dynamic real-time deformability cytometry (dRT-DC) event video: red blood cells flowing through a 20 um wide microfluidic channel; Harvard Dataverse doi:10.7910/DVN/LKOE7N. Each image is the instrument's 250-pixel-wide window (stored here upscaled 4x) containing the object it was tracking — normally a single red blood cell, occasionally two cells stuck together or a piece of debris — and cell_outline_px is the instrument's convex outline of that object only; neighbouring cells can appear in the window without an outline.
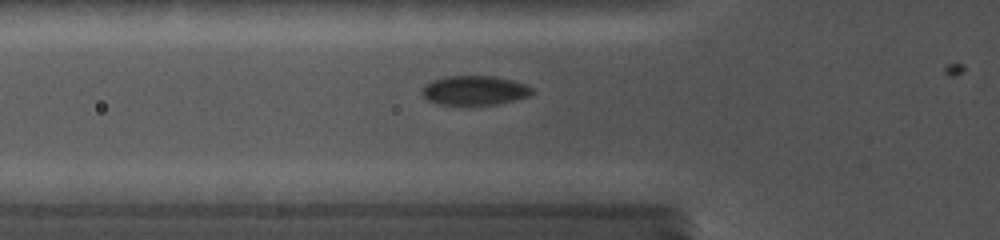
{"species": "common noctule bat (a hibernating species)", "species_latin": "Nyctalus noctula", "temperature_condition": "cold", "stored_images_in_passage": 6, "camera_frame_rate_fps": 5000, "um_per_image_px": 0.085, "animal": {"sex": "female", "body_mass_g": 19.0, "forearm_length_mm": 56.7}, "frame": {"image": 1, "passage_image": 6, "time_ms": 4.4, "image_size_px": [1000, 240], "cell_outline_px": [[532, 92], [528, 96], [496, 104], [440, 104], [428, 100], [424, 96], [424, 84], [432, 80], [444, 76], [492, 76], [512, 80], [524, 84], [532, 88]], "centroid_in_image_um": [40.32, 7.67], "position_along_channel_um": 85.5, "area_um2": 18.38}}